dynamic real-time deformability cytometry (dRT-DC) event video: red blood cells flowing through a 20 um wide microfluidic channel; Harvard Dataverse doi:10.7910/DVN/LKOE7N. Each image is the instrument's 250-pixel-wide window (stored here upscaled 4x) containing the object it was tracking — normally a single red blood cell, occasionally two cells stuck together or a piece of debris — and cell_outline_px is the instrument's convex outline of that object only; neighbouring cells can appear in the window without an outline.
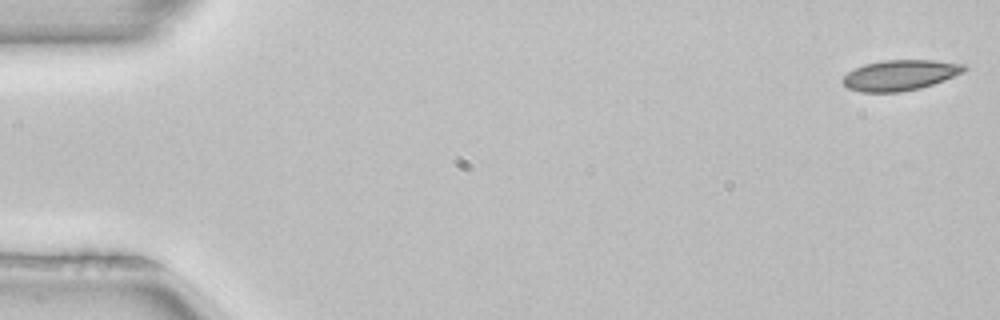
{"species": "common noctule bat (a hibernating species)", "species_latin": "Nyctalus noctula", "temperature_condition": "room temperature", "stored_images_in_passage": 7, "camera_frame_rate_fps": 3000, "um_per_image_px": 0.085, "animal": {"sex": "female", "body_mass_g": 22.7, "forearm_length_mm": 54.2}, "frame": {"image": 1, "passage_image": 1, "time_ms": 0.0, "image_size_px": [1000, 320], "cell_outline_px": [[968, 68], [964, 72], [944, 80], [920, 88], [900, 92], [860, 92], [848, 88], [840, 80], [848, 72], [864, 64], [884, 60], [932, 60], [964, 64]], "centroid_in_image_um": [76.5, 6.39], "position_along_channel_um": 8.5, "area_um2": 21.56}}